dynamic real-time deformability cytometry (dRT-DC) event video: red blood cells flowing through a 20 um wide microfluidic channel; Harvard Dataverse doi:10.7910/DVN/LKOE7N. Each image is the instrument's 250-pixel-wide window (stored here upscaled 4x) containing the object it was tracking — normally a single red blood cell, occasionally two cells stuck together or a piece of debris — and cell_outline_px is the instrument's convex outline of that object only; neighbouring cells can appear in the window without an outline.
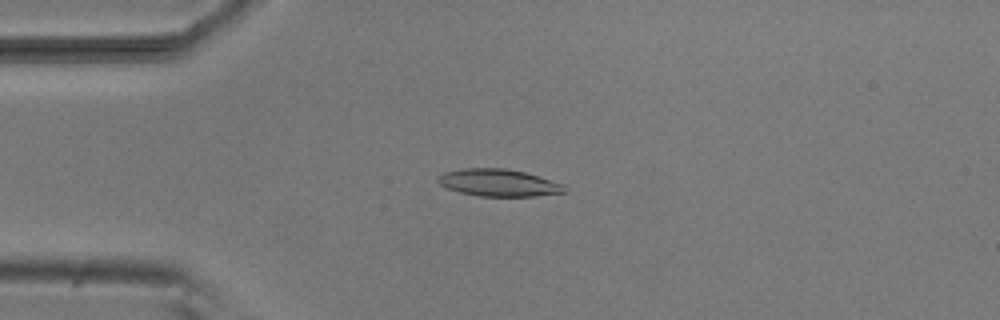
{"species": "common noctule bat (a hibernating species)", "species_latin": "Nyctalus noctula", "temperature_condition": "room temperature", "stored_images_in_passage": 19, "camera_frame_rate_fps": 3000, "um_per_image_px": 0.085, "animal": {"sex": "male", "body_mass_g": 20.5, "forearm_length_mm": 52.5}, "frame": {"image": 1, "passage_image": 13, "time_ms": 4.0, "image_size_px": [1000, 320], "cell_outline_px": [[568, 192], [536, 196], [480, 196], [460, 192], [448, 188], [440, 184], [436, 180], [436, 176], [444, 172], [464, 168], [504, 168], [524, 172], [540, 176], [564, 184], [568, 188]], "centroid_in_image_um": [42.42, 15.53], "position_along_channel_um": 42.6, "area_um2": 20.23}}
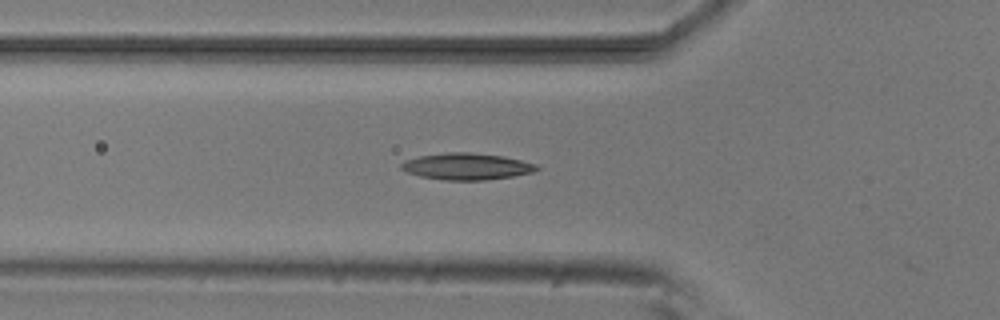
{"frame": {"image": 2, "passage_image": 18, "time_ms": 5.667, "image_size_px": [1000, 320], "cell_outline_px": [[540, 168], [532, 172], [512, 176], [484, 180], [444, 180], [420, 176], [408, 172], [400, 168], [400, 164], [404, 160], [420, 156], [448, 152], [468, 152], [504, 156], [536, 164]], "centroid_in_image_um": [39.65, 14.14], "position_along_channel_um": 86.2, "area_um2": 20.87}}